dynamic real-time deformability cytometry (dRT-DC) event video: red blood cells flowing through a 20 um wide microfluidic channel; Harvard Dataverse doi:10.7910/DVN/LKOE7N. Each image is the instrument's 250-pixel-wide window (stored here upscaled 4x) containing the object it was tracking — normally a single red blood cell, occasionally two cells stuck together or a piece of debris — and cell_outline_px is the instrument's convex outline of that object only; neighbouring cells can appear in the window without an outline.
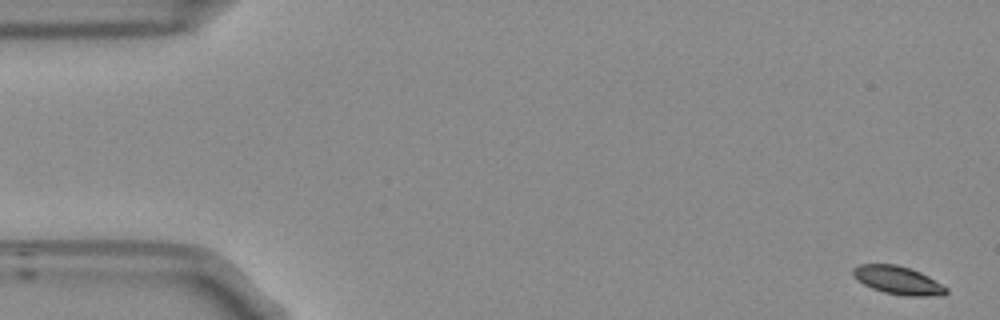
{"species": "Egyptian fruit bat (a non-hibernating species)", "species_latin": "Rousettus aegyptiacus", "temperature_condition": "room temperature", "stored_images_in_passage": 54, "camera_frame_rate_fps": 3000, "um_per_image_px": 0.085, "frame": {"image": 1, "passage_image": 1, "time_ms": 0.0, "image_size_px": [1000, 320], "cell_outline_px": [[948, 292], [944, 296], [904, 296], [884, 292], [872, 288], [864, 284], [852, 276], [852, 268], [860, 264], [896, 264], [920, 272], [928, 276], [948, 288]], "centroid_in_image_um": [76.34, 23.83], "position_along_channel_um": 8.7, "area_um2": 15.37}}
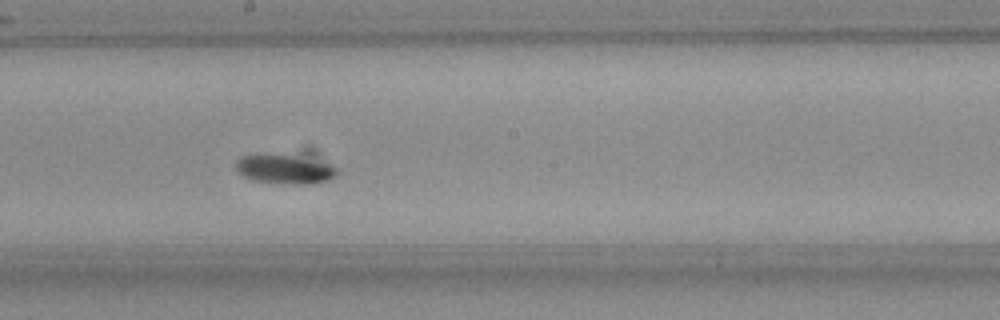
{"frame": {"image": 2, "passage_image": 29, "time_ms": 9.333, "image_size_px": [1000, 320], "cell_outline_px": [[340, 172], [332, 180], [312, 184], [272, 184], [252, 180], [244, 176], [236, 168], [236, 160], [240, 156], [256, 152], [288, 156], [332, 164]], "centroid_in_image_um": [24.17, 14.4], "position_along_channel_um": 224.0, "area_um2": 17.63}}
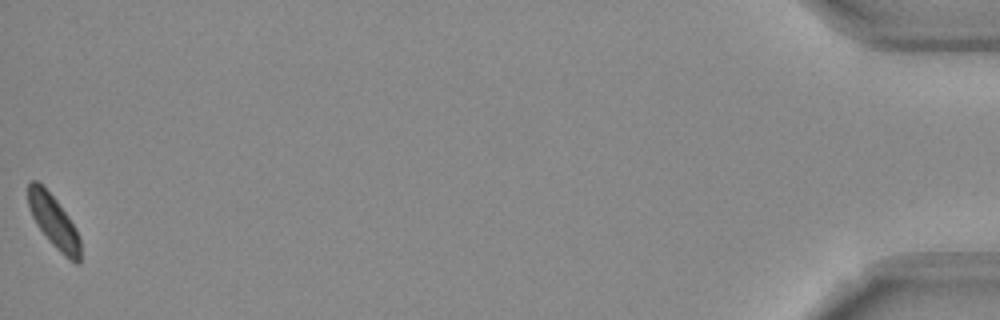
{"frame": {"image": 3, "passage_image": 54, "time_ms": 17.667, "image_size_px": [1000, 320], "cell_outline_px": [[80, 264], [76, 264], [68, 260], [48, 240], [36, 224], [32, 216], [28, 204], [28, 180], [36, 180], [56, 200], [68, 216], [76, 228], [80, 240]], "centroid_in_image_um": [4.57, 18.87], "position_along_channel_um": 430.6, "area_um2": 15.95}, "authors_computed_cell_mechanics": {"area_um2": 16.3863, "velocity_mm_per_s": 3.7171, "shape_relaxation_time_tau1_ms": 1.733, "shape_relaxation_time_tau2_ms": null, "deformation_change_tau1": 0.0769, "deformation_change_tau2": null}}